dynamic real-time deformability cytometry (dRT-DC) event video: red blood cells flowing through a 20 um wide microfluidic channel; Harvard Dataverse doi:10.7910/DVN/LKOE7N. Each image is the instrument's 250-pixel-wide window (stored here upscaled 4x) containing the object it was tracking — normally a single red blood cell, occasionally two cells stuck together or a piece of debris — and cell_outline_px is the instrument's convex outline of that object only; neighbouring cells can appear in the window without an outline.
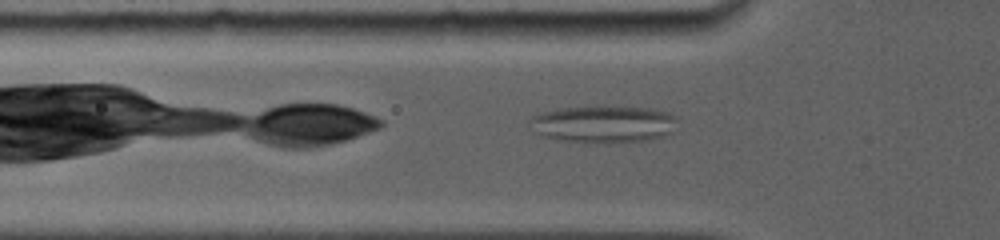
{"species": "common noctule bat (a hibernating species)", "species_latin": "Nyctalus noctula", "temperature_condition": "room temperature", "stored_images_in_passage": 50, "camera_frame_rate_fps": 5000, "um_per_image_px": 0.085, "animal": {"sex": "female", "body_mass_g": 19.0, "forearm_length_mm": 56.7}, "frame": {"image": 1, "passage_image": 3, "time_ms": 0.6, "image_size_px": [1000, 240], "cell_outline_px": [[676, 120], [672, 132], [664, 136], [648, 140], [604, 144], [596, 144], [560, 140], [540, 136], [536, 132], [528, 120], [536, 112], [556, 108], [652, 108], [668, 112], [676, 116]], "centroid_in_image_um": [51.25, 10.59], "position_along_channel_um": 74.5, "area_um2": 32.02}}
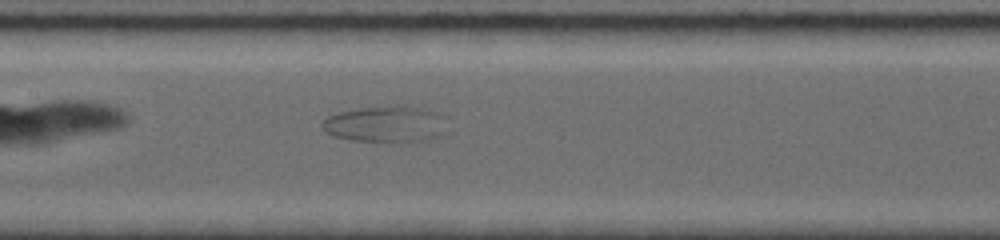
{"frame": {"image": 2, "passage_image": 17, "time_ms": 3.4, "image_size_px": [1000, 240], "cell_outline_px": [[444, 132], [428, 140], [400, 144], [392, 144], [352, 140], [332, 136], [324, 132], [320, 128], [320, 124], [328, 116], [340, 112], [360, 108], [396, 104], [404, 104], [424, 108], [436, 112], [444, 116]], "centroid_in_image_um": [32.77, 10.57], "position_along_channel_um": 174.6, "area_um2": 27.51}}
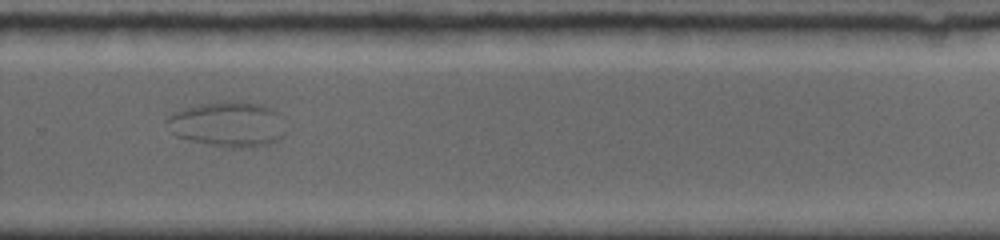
{"frame": {"image": 3, "passage_image": 36, "time_ms": 7.2, "image_size_px": [1000, 240], "cell_outline_px": [[288, 132], [284, 136], [268, 144], [252, 148], [224, 148], [188, 140], [176, 136], [172, 132], [164, 120], [172, 112], [196, 104], [224, 100], [264, 104], [280, 112]], "centroid_in_image_um": [19.4, 10.56], "position_along_channel_um": 310.4, "area_um2": 32.37}}